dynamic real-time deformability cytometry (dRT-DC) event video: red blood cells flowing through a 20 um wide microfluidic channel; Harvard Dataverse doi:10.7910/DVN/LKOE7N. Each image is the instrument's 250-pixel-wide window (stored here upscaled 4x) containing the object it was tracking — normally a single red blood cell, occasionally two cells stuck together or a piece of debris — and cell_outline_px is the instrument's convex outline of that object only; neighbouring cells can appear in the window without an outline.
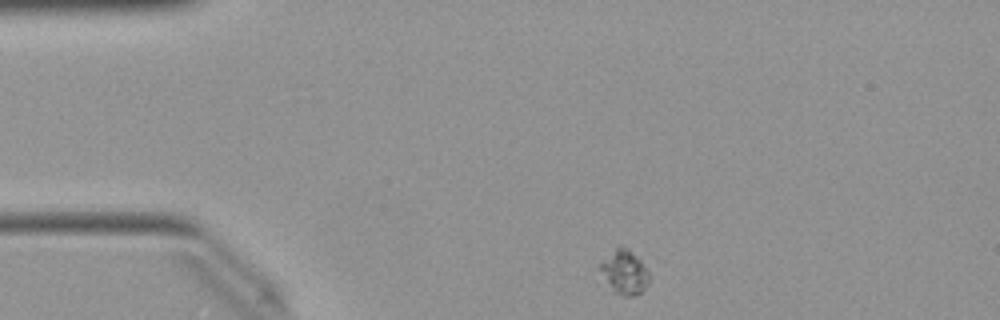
{"species": "Egyptian fruit bat (a non-hibernating species)", "species_latin": "Rousettus aegyptiacus", "temperature_condition": "warm", "stored_images_in_passage": 45, "camera_frame_rate_fps": 3000, "um_per_image_px": 0.085, "animal": {"sex": "female"}, "frame": {"image": 1, "passage_image": 1, "time_ms": 0.0, "image_size_px": [1000, 320], "cell_outline_px": [[648, 284], [636, 296], [624, 296], [612, 292], [600, 268], [600, 264], [616, 244], [620, 244], [628, 248], [640, 260], [648, 272]], "centroid_in_image_um": [53.07, 23.11], "position_along_channel_um": 31.9, "area_um2": 12.54}}
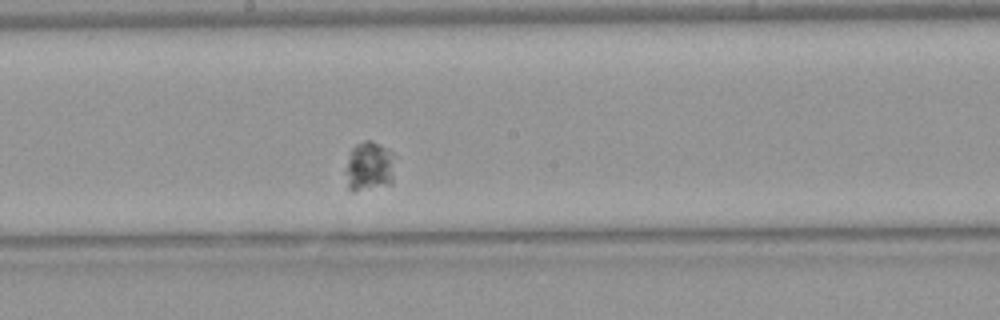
{"frame": {"image": 2, "passage_image": 20, "time_ms": 6.333, "image_size_px": [1000, 320], "cell_outline_px": [[396, 156], [392, 184], [356, 192], [352, 192], [348, 188], [348, 160], [352, 148], [356, 144], [364, 140], [372, 140], [388, 148]], "centroid_in_image_um": [31.46, 14.14], "position_along_channel_um": 216.7, "area_um2": 14.45}}
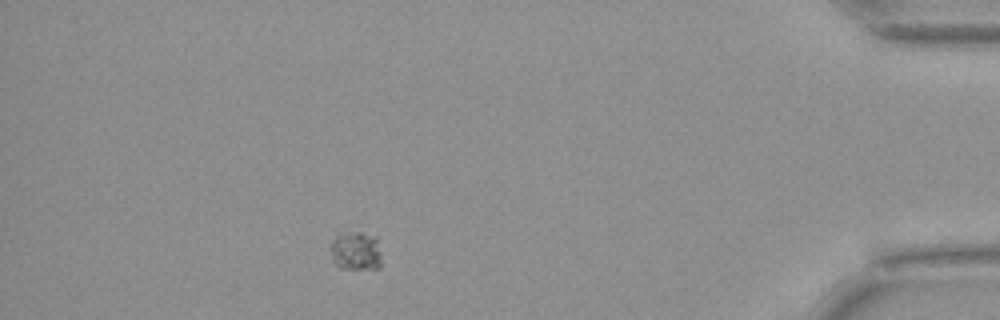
{"frame": {"image": 3, "passage_image": 39, "time_ms": 12.667, "image_size_px": [1000, 320], "cell_outline_px": [[380, 268], [340, 268], [332, 260], [328, 248], [336, 228], [360, 232], [376, 236], [380, 252]], "centroid_in_image_um": [30.14, 21.23], "position_along_channel_um": 405.1, "area_um2": 12.31}}